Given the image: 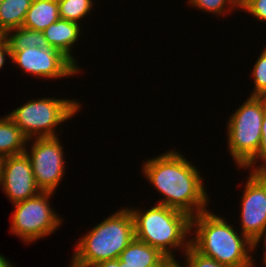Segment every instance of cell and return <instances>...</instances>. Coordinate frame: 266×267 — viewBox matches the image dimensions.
Listing matches in <instances>:
<instances>
[{"label":"cell","mask_w":266,"mask_h":267,"mask_svg":"<svg viewBox=\"0 0 266 267\" xmlns=\"http://www.w3.org/2000/svg\"><path fill=\"white\" fill-rule=\"evenodd\" d=\"M33 0H3L0 7V32L22 27Z\"/></svg>","instance_id":"obj_16"},{"label":"cell","mask_w":266,"mask_h":267,"mask_svg":"<svg viewBox=\"0 0 266 267\" xmlns=\"http://www.w3.org/2000/svg\"><path fill=\"white\" fill-rule=\"evenodd\" d=\"M4 37V35L0 32V40Z\"/></svg>","instance_id":"obj_31"},{"label":"cell","mask_w":266,"mask_h":267,"mask_svg":"<svg viewBox=\"0 0 266 267\" xmlns=\"http://www.w3.org/2000/svg\"><path fill=\"white\" fill-rule=\"evenodd\" d=\"M241 196V232L252 243L266 233V170H250Z\"/></svg>","instance_id":"obj_10"},{"label":"cell","mask_w":266,"mask_h":267,"mask_svg":"<svg viewBox=\"0 0 266 267\" xmlns=\"http://www.w3.org/2000/svg\"><path fill=\"white\" fill-rule=\"evenodd\" d=\"M60 137H44L28 139L33 142L31 148H26L34 179L41 191L54 192L65 175L64 147Z\"/></svg>","instance_id":"obj_8"},{"label":"cell","mask_w":266,"mask_h":267,"mask_svg":"<svg viewBox=\"0 0 266 267\" xmlns=\"http://www.w3.org/2000/svg\"><path fill=\"white\" fill-rule=\"evenodd\" d=\"M93 0H58L59 17L81 24L80 21L91 13Z\"/></svg>","instance_id":"obj_18"},{"label":"cell","mask_w":266,"mask_h":267,"mask_svg":"<svg viewBox=\"0 0 266 267\" xmlns=\"http://www.w3.org/2000/svg\"><path fill=\"white\" fill-rule=\"evenodd\" d=\"M224 217L206 210L191 217L190 245L204 256L228 267H254L253 243Z\"/></svg>","instance_id":"obj_2"},{"label":"cell","mask_w":266,"mask_h":267,"mask_svg":"<svg viewBox=\"0 0 266 267\" xmlns=\"http://www.w3.org/2000/svg\"><path fill=\"white\" fill-rule=\"evenodd\" d=\"M179 263L180 262L175 259V256H166L155 267H182V264Z\"/></svg>","instance_id":"obj_25"},{"label":"cell","mask_w":266,"mask_h":267,"mask_svg":"<svg viewBox=\"0 0 266 267\" xmlns=\"http://www.w3.org/2000/svg\"><path fill=\"white\" fill-rule=\"evenodd\" d=\"M165 257L157 248L134 238L121 252L119 261L123 267H155Z\"/></svg>","instance_id":"obj_13"},{"label":"cell","mask_w":266,"mask_h":267,"mask_svg":"<svg viewBox=\"0 0 266 267\" xmlns=\"http://www.w3.org/2000/svg\"><path fill=\"white\" fill-rule=\"evenodd\" d=\"M59 18L58 0H33L22 27L43 32Z\"/></svg>","instance_id":"obj_14"},{"label":"cell","mask_w":266,"mask_h":267,"mask_svg":"<svg viewBox=\"0 0 266 267\" xmlns=\"http://www.w3.org/2000/svg\"><path fill=\"white\" fill-rule=\"evenodd\" d=\"M94 267H123L119 261V259H114V260H107V261H102L95 265Z\"/></svg>","instance_id":"obj_26"},{"label":"cell","mask_w":266,"mask_h":267,"mask_svg":"<svg viewBox=\"0 0 266 267\" xmlns=\"http://www.w3.org/2000/svg\"><path fill=\"white\" fill-rule=\"evenodd\" d=\"M264 238V239H263ZM261 239H263L264 241V244H263V248H264V250H263V264L264 265H266V233L262 236V237H260L259 239H257L254 243H253V248H257L259 245L258 244H260V242L262 241Z\"/></svg>","instance_id":"obj_27"},{"label":"cell","mask_w":266,"mask_h":267,"mask_svg":"<svg viewBox=\"0 0 266 267\" xmlns=\"http://www.w3.org/2000/svg\"><path fill=\"white\" fill-rule=\"evenodd\" d=\"M0 186L13 204L41 192L35 183L32 164L26 153L4 157Z\"/></svg>","instance_id":"obj_11"},{"label":"cell","mask_w":266,"mask_h":267,"mask_svg":"<svg viewBox=\"0 0 266 267\" xmlns=\"http://www.w3.org/2000/svg\"><path fill=\"white\" fill-rule=\"evenodd\" d=\"M175 151L170 149L155 158H147L141 171L153 188L164 196L157 204L193 217L208 210L209 196L197 166Z\"/></svg>","instance_id":"obj_1"},{"label":"cell","mask_w":266,"mask_h":267,"mask_svg":"<svg viewBox=\"0 0 266 267\" xmlns=\"http://www.w3.org/2000/svg\"><path fill=\"white\" fill-rule=\"evenodd\" d=\"M27 140L21 129L7 115L0 118V156L25 153L27 145H30Z\"/></svg>","instance_id":"obj_15"},{"label":"cell","mask_w":266,"mask_h":267,"mask_svg":"<svg viewBox=\"0 0 266 267\" xmlns=\"http://www.w3.org/2000/svg\"><path fill=\"white\" fill-rule=\"evenodd\" d=\"M6 57L11 59V51L7 39L3 37L0 40V70L5 66Z\"/></svg>","instance_id":"obj_24"},{"label":"cell","mask_w":266,"mask_h":267,"mask_svg":"<svg viewBox=\"0 0 266 267\" xmlns=\"http://www.w3.org/2000/svg\"><path fill=\"white\" fill-rule=\"evenodd\" d=\"M258 160L261 164L257 165V170H266V109L261 125V144L258 149Z\"/></svg>","instance_id":"obj_23"},{"label":"cell","mask_w":266,"mask_h":267,"mask_svg":"<svg viewBox=\"0 0 266 267\" xmlns=\"http://www.w3.org/2000/svg\"><path fill=\"white\" fill-rule=\"evenodd\" d=\"M240 9L259 21L266 22V0H240Z\"/></svg>","instance_id":"obj_22"},{"label":"cell","mask_w":266,"mask_h":267,"mask_svg":"<svg viewBox=\"0 0 266 267\" xmlns=\"http://www.w3.org/2000/svg\"><path fill=\"white\" fill-rule=\"evenodd\" d=\"M73 99L37 98L28 100L7 116L27 139L57 137V126L71 119L81 108Z\"/></svg>","instance_id":"obj_6"},{"label":"cell","mask_w":266,"mask_h":267,"mask_svg":"<svg viewBox=\"0 0 266 267\" xmlns=\"http://www.w3.org/2000/svg\"><path fill=\"white\" fill-rule=\"evenodd\" d=\"M251 78H253L254 90L251 97H264L266 95V47L258 56L252 67Z\"/></svg>","instance_id":"obj_20"},{"label":"cell","mask_w":266,"mask_h":267,"mask_svg":"<svg viewBox=\"0 0 266 267\" xmlns=\"http://www.w3.org/2000/svg\"><path fill=\"white\" fill-rule=\"evenodd\" d=\"M54 192L41 191L37 195L13 204L11 233L25 243H33L57 231L62 219L50 205Z\"/></svg>","instance_id":"obj_7"},{"label":"cell","mask_w":266,"mask_h":267,"mask_svg":"<svg viewBox=\"0 0 266 267\" xmlns=\"http://www.w3.org/2000/svg\"><path fill=\"white\" fill-rule=\"evenodd\" d=\"M134 238L133 216L128 207H123L77 241L71 262L77 267H94L102 261L119 259Z\"/></svg>","instance_id":"obj_4"},{"label":"cell","mask_w":266,"mask_h":267,"mask_svg":"<svg viewBox=\"0 0 266 267\" xmlns=\"http://www.w3.org/2000/svg\"><path fill=\"white\" fill-rule=\"evenodd\" d=\"M265 109L263 97L249 96L228 118L227 149L239 169L257 170Z\"/></svg>","instance_id":"obj_5"},{"label":"cell","mask_w":266,"mask_h":267,"mask_svg":"<svg viewBox=\"0 0 266 267\" xmlns=\"http://www.w3.org/2000/svg\"><path fill=\"white\" fill-rule=\"evenodd\" d=\"M3 160H4V157L0 156V180H1V172H2Z\"/></svg>","instance_id":"obj_29"},{"label":"cell","mask_w":266,"mask_h":267,"mask_svg":"<svg viewBox=\"0 0 266 267\" xmlns=\"http://www.w3.org/2000/svg\"><path fill=\"white\" fill-rule=\"evenodd\" d=\"M134 208L129 210L137 240L157 248L165 256H176L174 250L185 252L189 248V234L194 233L191 232V217L188 214L157 203L148 210L143 209V212Z\"/></svg>","instance_id":"obj_3"},{"label":"cell","mask_w":266,"mask_h":267,"mask_svg":"<svg viewBox=\"0 0 266 267\" xmlns=\"http://www.w3.org/2000/svg\"><path fill=\"white\" fill-rule=\"evenodd\" d=\"M185 255V267H228L226 265L220 264L215 259L202 255L197 252L191 245L183 253Z\"/></svg>","instance_id":"obj_21"},{"label":"cell","mask_w":266,"mask_h":267,"mask_svg":"<svg viewBox=\"0 0 266 267\" xmlns=\"http://www.w3.org/2000/svg\"><path fill=\"white\" fill-rule=\"evenodd\" d=\"M0 267H14L13 264L4 255L0 254Z\"/></svg>","instance_id":"obj_28"},{"label":"cell","mask_w":266,"mask_h":267,"mask_svg":"<svg viewBox=\"0 0 266 267\" xmlns=\"http://www.w3.org/2000/svg\"><path fill=\"white\" fill-rule=\"evenodd\" d=\"M11 61L24 73L32 74L35 78L60 79L75 76L81 72L80 65L76 66L61 51L55 48L40 49L26 48L11 51Z\"/></svg>","instance_id":"obj_9"},{"label":"cell","mask_w":266,"mask_h":267,"mask_svg":"<svg viewBox=\"0 0 266 267\" xmlns=\"http://www.w3.org/2000/svg\"><path fill=\"white\" fill-rule=\"evenodd\" d=\"M189 6L197 8L202 12L221 16L234 9H240V0H188ZM229 7V8H228ZM227 8V10H226Z\"/></svg>","instance_id":"obj_19"},{"label":"cell","mask_w":266,"mask_h":267,"mask_svg":"<svg viewBox=\"0 0 266 267\" xmlns=\"http://www.w3.org/2000/svg\"><path fill=\"white\" fill-rule=\"evenodd\" d=\"M4 37L7 39L10 51H20L26 48H51L43 32L19 27L8 31Z\"/></svg>","instance_id":"obj_17"},{"label":"cell","mask_w":266,"mask_h":267,"mask_svg":"<svg viewBox=\"0 0 266 267\" xmlns=\"http://www.w3.org/2000/svg\"><path fill=\"white\" fill-rule=\"evenodd\" d=\"M81 28V25L76 22L59 18L56 22L50 24L43 31V34L50 47L61 51L77 66L78 62H76V57L72 55V48L79 41L78 38L82 32Z\"/></svg>","instance_id":"obj_12"},{"label":"cell","mask_w":266,"mask_h":267,"mask_svg":"<svg viewBox=\"0 0 266 267\" xmlns=\"http://www.w3.org/2000/svg\"><path fill=\"white\" fill-rule=\"evenodd\" d=\"M69 266H70V267H77V266H75L71 261H70Z\"/></svg>","instance_id":"obj_30"}]
</instances>
